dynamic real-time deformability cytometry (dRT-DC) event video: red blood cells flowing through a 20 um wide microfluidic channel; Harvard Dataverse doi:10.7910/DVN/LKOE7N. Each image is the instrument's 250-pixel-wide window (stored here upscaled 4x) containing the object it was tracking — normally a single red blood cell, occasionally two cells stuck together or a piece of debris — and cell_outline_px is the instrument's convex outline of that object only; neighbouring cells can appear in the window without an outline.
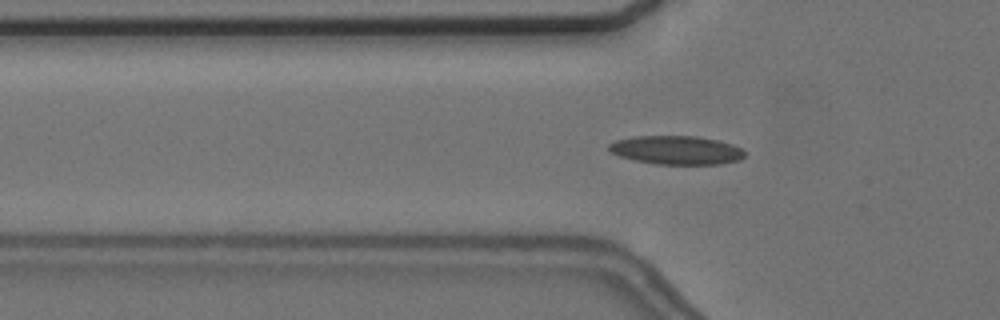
{"species": "common noctule bat (a hibernating species)", "species_latin": "Nyctalus noctula", "temperature_condition": "cold", "stored_images_in_passage": 51, "camera_frame_rate_fps": 3000, "um_per_image_px": 0.085, "animal": {"sex": "female", "body_mass_g": 24.6, "forearm_length_mm": 56.2}, "frame": {"image": 1, "passage_image": 14, "time_ms": 4.333, "image_size_px": [1000, 320], "cell_outline_px": [[744, 156], [740, 160], [720, 164], [656, 164], [632, 160], [620, 156], [612, 152], [608, 148], [608, 144], [616, 140], [632, 136], [696, 136], [716, 140], [732, 144], [740, 148], [744, 152]], "centroid_in_image_um": [57.47, 12.76], "position_along_channel_um": 68.3, "area_um2": 22.66}}
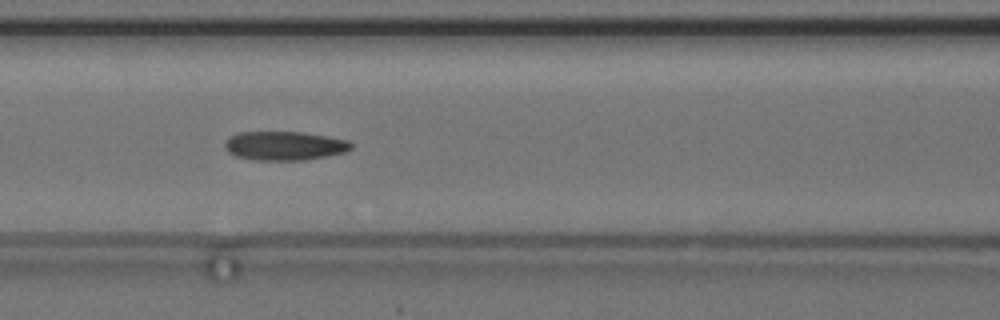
{"frame": {"image": 2, "passage_image": 20, "time_ms": 6.333, "image_size_px": [1000, 320], "cell_outline_px": [[352, 148], [344, 152], [304, 160], [256, 160], [236, 156], [228, 152], [224, 148], [224, 140], [228, 136], [236, 132], [304, 132], [328, 136], [348, 140], [352, 144]], "centroid_in_image_um": [24.13, 12.38], "position_along_channel_um": 142.5, "area_um2": 21.44}}
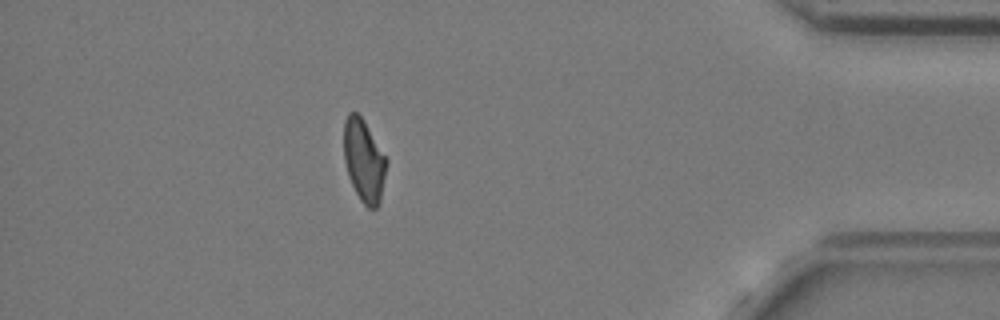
{"frame": {"image": 3, "passage_image": 45, "time_ms": 14.667, "image_size_px": [1000, 320], "cell_outline_px": [[388, 160], [380, 204], [376, 208], [368, 208], [360, 200], [348, 176], [344, 160], [344, 120], [348, 112], [356, 112], [364, 120]], "centroid_in_image_um": [30.94, 13.65], "position_along_channel_um": 404.3, "area_um2": 20.63}, "authors_computed_cell_mechanics": {"area_um2": 21.1548, "velocity_mm_per_s": 3.6795, "shape_relaxation_time_tau1_ms": null, "shape_relaxation_time_tau2_ms": 4.6811, "deformation_change_tau1": null, "deformation_change_tau2": 0.1255}}